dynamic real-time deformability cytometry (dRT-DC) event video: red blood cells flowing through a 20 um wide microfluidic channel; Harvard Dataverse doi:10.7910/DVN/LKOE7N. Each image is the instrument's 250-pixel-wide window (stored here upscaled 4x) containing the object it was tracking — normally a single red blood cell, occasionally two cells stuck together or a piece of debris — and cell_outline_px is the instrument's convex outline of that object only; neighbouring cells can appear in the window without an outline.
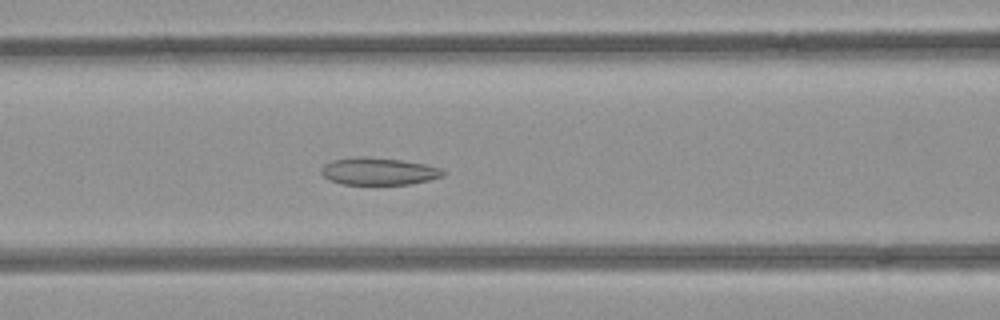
{"species": "common noctule bat (a hibernating species)", "species_latin": "Nyctalus noctula", "temperature_condition": "room temperature", "stored_images_in_passage": 42, "camera_frame_rate_fps": 3000, "um_per_image_px": 0.085, "animal": {"sex": "female", "body_mass_g": 21.9}, "frame": {"image": 1, "passage_image": 15, "time_ms": 4.667, "image_size_px": [1000, 320], "cell_outline_px": [[448, 172], [444, 176], [428, 180], [408, 184], [344, 184], [328, 180], [320, 172], [320, 168], [324, 164], [332, 160], [356, 156], [368, 156], [400, 160], [424, 164], [444, 168]], "centroid_in_image_um": [32.19, 14.55], "position_along_channel_um": 134.4, "area_um2": 19.59}}
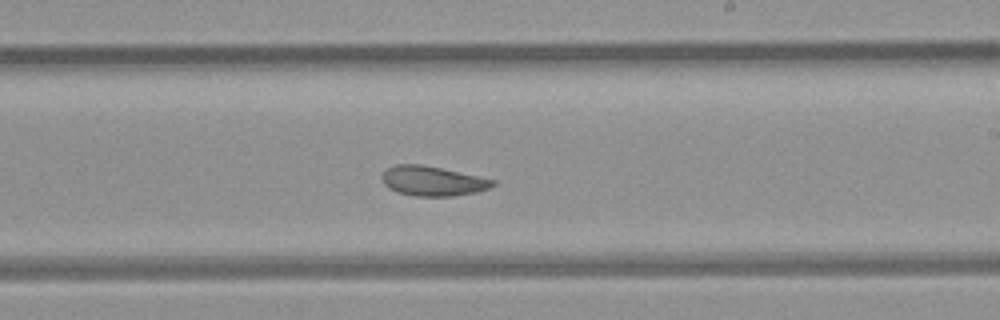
{"frame": {"image": 2, "passage_image": 24, "time_ms": 7.667, "image_size_px": [1000, 320], "cell_outline_px": [[496, 184], [488, 188], [476, 192], [456, 196], [416, 196], [396, 192], [388, 188], [384, 184], [380, 176], [388, 168], [396, 164], [420, 164], [440, 168], [496, 180]], "centroid_in_image_um": [36.75, 15.39], "position_along_channel_um": 252.3, "area_um2": 19.13}}
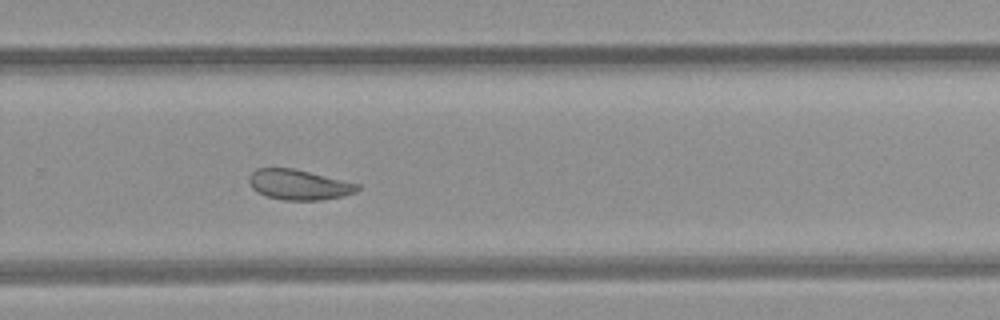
{"frame": {"image": 3, "passage_image": 28, "time_ms": 9.0, "image_size_px": [1000, 320], "cell_outline_px": [[360, 188], [356, 192], [344, 196], [320, 200], [284, 200], [268, 196], [256, 192], [252, 188], [248, 180], [248, 176], [256, 168], [292, 168], [360, 184]], "centroid_in_image_um": [25.39, 15.7], "position_along_channel_um": 304.4, "area_um2": 19.07}, "authors_computed_cell_mechanics": {"area_um2": 20.0566, "velocity_mm_per_s": 3.9386, "shape_relaxation_time_tau1_ms": null, "shape_relaxation_time_tau2_ms": 3.0349, "deformation_change_tau1": null, "deformation_change_tau2": 0.0811}}